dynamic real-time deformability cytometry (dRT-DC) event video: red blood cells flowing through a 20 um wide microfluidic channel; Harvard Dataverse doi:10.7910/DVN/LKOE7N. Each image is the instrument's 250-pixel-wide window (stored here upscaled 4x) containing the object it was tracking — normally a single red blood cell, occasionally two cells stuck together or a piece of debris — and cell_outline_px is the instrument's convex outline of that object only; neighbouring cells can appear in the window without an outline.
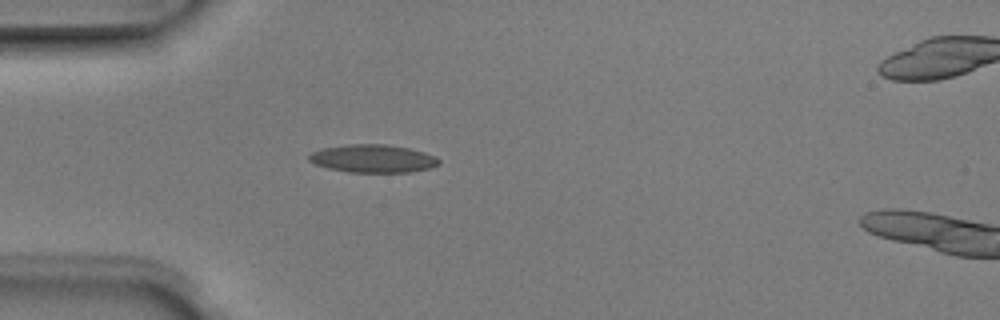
{"species": "Egyptian fruit bat (a non-hibernating species)", "species_latin": "Rousettus aegyptiacus", "temperature_condition": "room temperature", "stored_images_in_passage": 4, "camera_frame_rate_fps": 3000, "um_per_image_px": 0.085, "animal": {"sex": "male"}, "frame": {"image": 1, "passage_image": 3, "time_ms": 0.667, "image_size_px": [1000, 320], "cell_outline_px": [[440, 164], [432, 168], [408, 172], [348, 172], [328, 168], [316, 164], [308, 160], [308, 156], [312, 152], [324, 148], [348, 144], [388, 144], [408, 148], [424, 152], [436, 156], [440, 160]], "centroid_in_image_um": [31.73, 13.48], "position_along_channel_um": 53.3, "area_um2": 21.21}}